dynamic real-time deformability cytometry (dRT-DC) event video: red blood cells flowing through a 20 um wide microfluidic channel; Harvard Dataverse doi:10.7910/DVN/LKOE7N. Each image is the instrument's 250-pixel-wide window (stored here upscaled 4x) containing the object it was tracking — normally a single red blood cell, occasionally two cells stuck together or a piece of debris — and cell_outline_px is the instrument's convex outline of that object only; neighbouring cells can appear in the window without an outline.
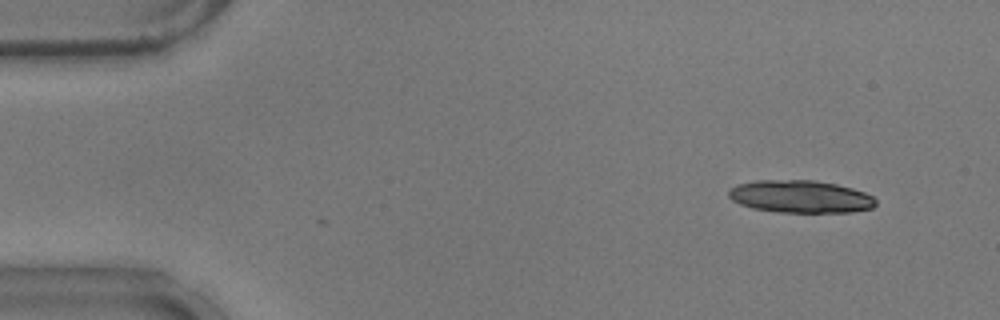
{"species": "common noctule bat (a hibernating species)", "species_latin": "Nyctalus noctula", "temperature_condition": "warm", "stored_images_in_passage": 3, "camera_frame_rate_fps": 3000, "um_per_image_px": 0.085, "animal": {"sex": "male", "body_mass_g": 17.9}, "frame": {"image": 1, "passage_image": 2, "time_ms": 0.333, "image_size_px": [1000, 320], "cell_outline_px": [[876, 204], [872, 208], [852, 212], [780, 212], [752, 208], [740, 204], [732, 200], [728, 196], [728, 188], [736, 184], [756, 180], [816, 180], [836, 184], [852, 188], [864, 192], [872, 196], [876, 200]], "centroid_in_image_um": [68.01, 16.7], "position_along_channel_um": 17.0, "area_um2": 28.03}}